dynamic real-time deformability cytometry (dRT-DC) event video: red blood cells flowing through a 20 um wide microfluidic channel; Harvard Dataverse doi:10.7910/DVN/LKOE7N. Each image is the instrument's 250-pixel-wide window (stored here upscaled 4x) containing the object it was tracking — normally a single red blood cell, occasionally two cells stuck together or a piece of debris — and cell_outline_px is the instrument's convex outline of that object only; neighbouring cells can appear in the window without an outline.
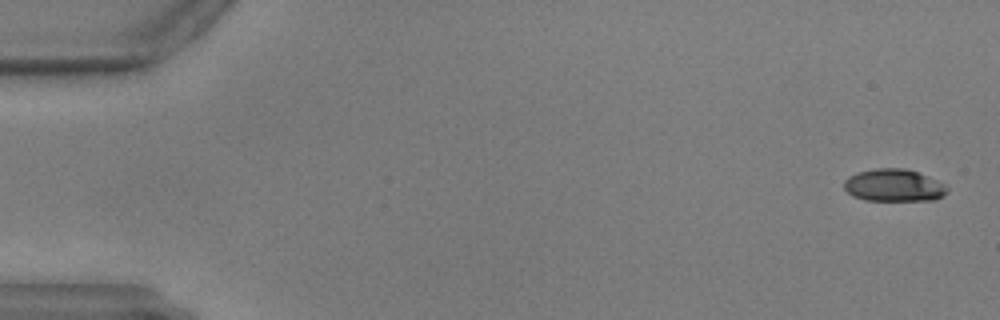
{"species": "common noctule bat (a hibernating species)", "species_latin": "Nyctalus noctula", "temperature_condition": "warm", "stored_images_in_passage": 59, "camera_frame_rate_fps": 3000, "um_per_image_px": 0.085, "animal": {"sex": "male", "body_mass_g": 17.9, "forearm_length_mm": 54.2}, "frame": {"image": 1, "passage_image": 2, "time_ms": 0.333, "image_size_px": [1000, 320], "cell_outline_px": [[948, 192], [932, 200], [864, 200], [852, 196], [844, 188], [844, 180], [848, 176], [856, 172], [876, 168], [904, 168], [916, 172], [936, 180], [944, 184], [948, 188]], "centroid_in_image_um": [75.92, 15.75], "position_along_channel_um": 9.1, "area_um2": 19.36}}
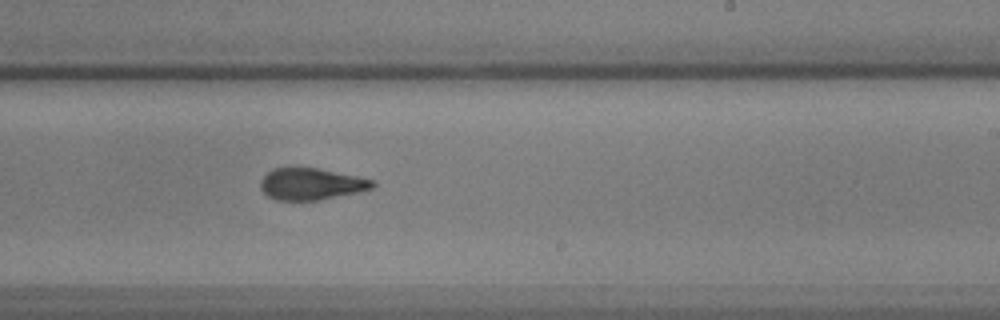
{"frame": {"image": 2, "passage_image": 36, "time_ms": 11.667, "image_size_px": [1000, 320], "cell_outline_px": [[376, 184], [372, 188], [356, 192], [320, 200], [276, 200], [268, 196], [260, 188], [260, 180], [272, 168], [292, 164], [316, 168], [376, 180]], "centroid_in_image_um": [26.39, 15.6], "position_along_channel_um": 262.6, "area_um2": 21.15}}
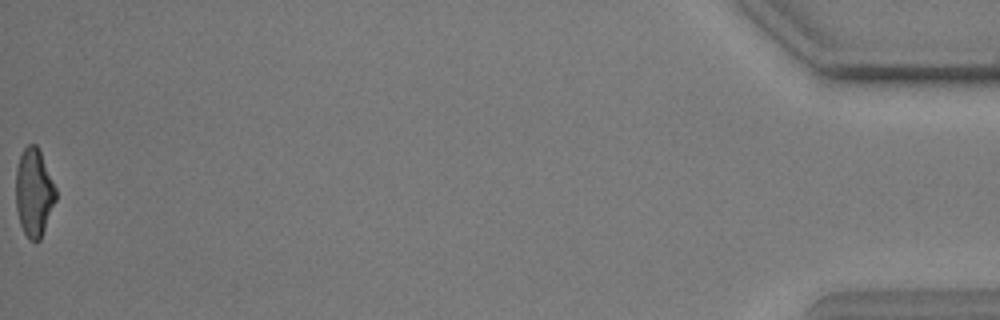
{"frame": {"image": 3, "passage_image": 59, "time_ms": 19.333, "image_size_px": [1000, 320], "cell_outline_px": [[56, 200], [40, 240], [28, 240], [20, 224], [16, 208], [16, 168], [20, 156], [24, 148], [28, 144], [36, 144], [40, 152], [56, 188]], "centroid_in_image_um": [2.88, 16.37], "position_along_channel_um": 432.3, "area_um2": 20.35}}